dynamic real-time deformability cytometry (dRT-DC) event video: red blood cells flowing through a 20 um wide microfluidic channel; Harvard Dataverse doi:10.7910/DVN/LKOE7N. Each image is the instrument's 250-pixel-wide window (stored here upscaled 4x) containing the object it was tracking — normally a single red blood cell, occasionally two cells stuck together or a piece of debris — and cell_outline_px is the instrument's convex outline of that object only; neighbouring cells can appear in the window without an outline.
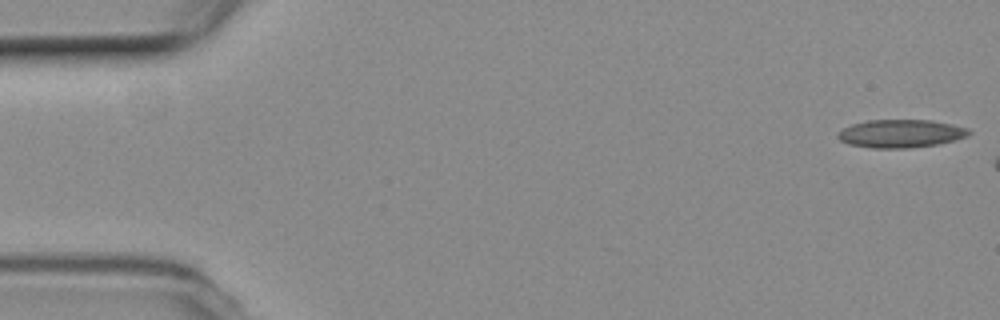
{"species": "common noctule bat (a hibernating species)", "species_latin": "Nyctalus noctula", "temperature_condition": "room temperature", "stored_images_in_passage": 7, "camera_frame_rate_fps": 3000, "um_per_image_px": 0.085, "animal": {"sex": "female", "body_mass_g": 19.3, "forearm_length_mm": 54.1}, "frame": {"image": 1, "passage_image": 1, "time_ms": 0.0, "image_size_px": [1000, 320], "cell_outline_px": [[972, 132], [968, 136], [936, 144], [908, 148], [872, 148], [848, 144], [840, 140], [836, 136], [844, 128], [852, 124], [868, 120], [928, 120], [952, 124], [968, 128]], "centroid_in_image_um": [76.56, 11.35], "position_along_channel_um": 8.4, "area_um2": 21.27}}